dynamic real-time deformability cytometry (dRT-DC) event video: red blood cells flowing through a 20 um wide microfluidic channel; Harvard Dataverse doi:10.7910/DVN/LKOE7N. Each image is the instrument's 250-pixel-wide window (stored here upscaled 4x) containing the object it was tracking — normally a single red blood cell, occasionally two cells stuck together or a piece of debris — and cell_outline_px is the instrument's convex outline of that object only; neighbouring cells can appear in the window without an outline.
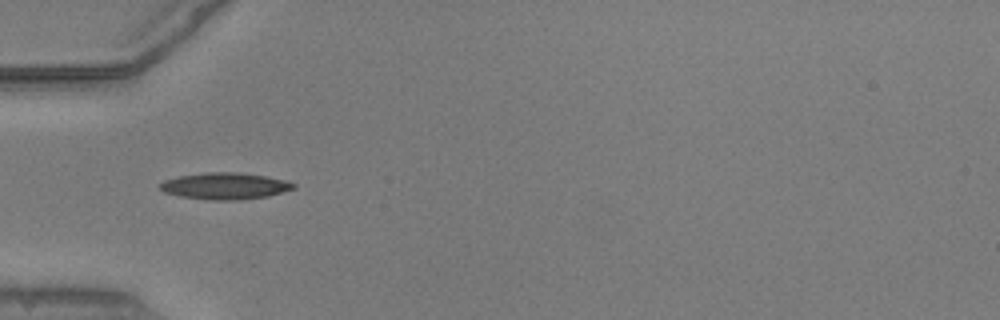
{"species": "common noctule bat (a hibernating species)", "species_latin": "Nyctalus noctula", "temperature_condition": "warm", "stored_images_in_passage": 9, "camera_frame_rate_fps": 3000, "um_per_image_px": 0.085, "animal": {"sex": "male", "body_mass_g": 20.5, "forearm_length_mm": 52.5}, "frame": {"image": 1, "passage_image": 1, "time_ms": 0.0, "image_size_px": [1000, 320], "cell_outline_px": [[296, 188], [268, 196], [240, 200], [208, 200], [180, 196], [164, 192], [156, 184], [164, 180], [180, 176], [204, 172], [240, 172], [268, 176], [284, 180], [296, 184]], "centroid_in_image_um": [19.11, 15.8], "position_along_channel_um": 65.9, "area_um2": 20.92}}